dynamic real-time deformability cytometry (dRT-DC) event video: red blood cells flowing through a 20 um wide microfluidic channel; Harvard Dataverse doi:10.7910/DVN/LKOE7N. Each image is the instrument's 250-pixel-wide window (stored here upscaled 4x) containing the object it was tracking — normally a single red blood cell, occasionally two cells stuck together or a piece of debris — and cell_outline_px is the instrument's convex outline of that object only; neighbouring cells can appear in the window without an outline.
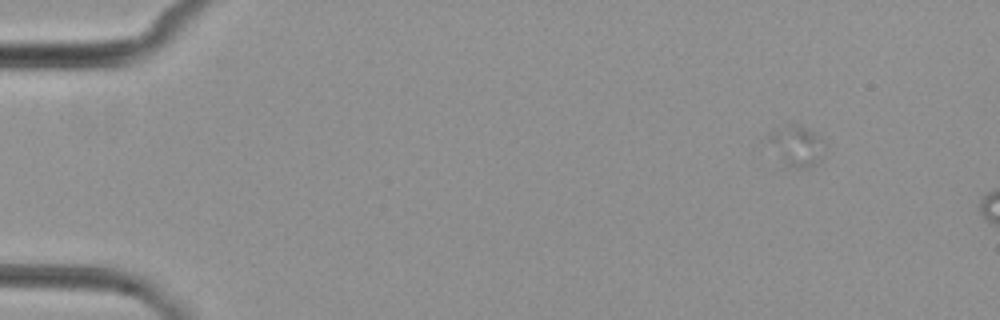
{"species": "common noctule bat (a hibernating species)", "species_latin": "Nyctalus noctula", "temperature_condition": "cold", "stored_images_in_passage": 5, "camera_frame_rate_fps": 3000, "um_per_image_px": 0.085, "animal": {"sex": "female", "body_mass_g": 29.2, "forearm_length_mm": 56.3}, "frame": {"image": 1, "passage_image": 1, "time_ms": 0.0, "image_size_px": [1000, 320], "cell_outline_px": [[828, 144], [820, 160], [804, 168], [796, 168], [784, 164], [768, 140], [768, 136], [772, 128], [788, 124], [796, 124], [816, 132]], "centroid_in_image_um": [67.76, 12.35], "position_along_channel_um": 17.2, "area_um2": 13.41}}